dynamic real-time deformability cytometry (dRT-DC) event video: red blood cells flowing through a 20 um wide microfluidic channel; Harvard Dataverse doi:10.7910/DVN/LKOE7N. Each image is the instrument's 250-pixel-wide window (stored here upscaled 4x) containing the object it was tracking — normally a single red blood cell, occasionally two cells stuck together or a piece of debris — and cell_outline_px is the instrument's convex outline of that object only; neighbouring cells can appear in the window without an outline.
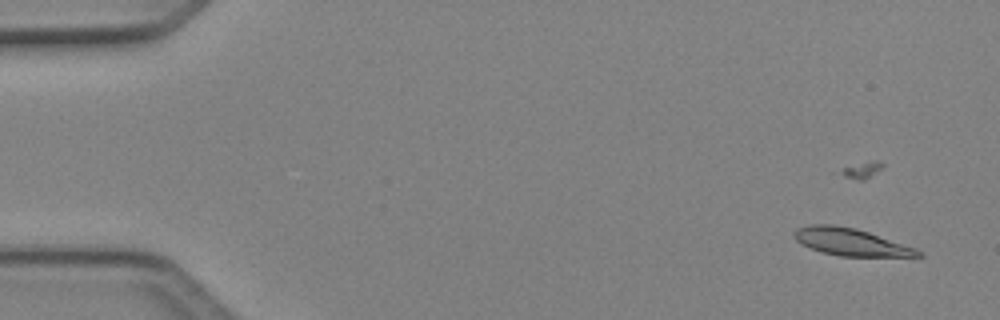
{"species": "Egyptian fruit bat (a non-hibernating species)", "species_latin": "Rousettus aegyptiacus", "temperature_condition": "cold", "stored_images_in_passage": 3, "camera_frame_rate_fps": 3000, "um_per_image_px": 0.085, "animal": {"sex": "female"}, "frame": {"image": 1, "passage_image": 1, "time_ms": 0.0, "image_size_px": [1000, 320], "cell_outline_px": [[924, 256], [840, 256], [824, 252], [812, 248], [796, 240], [792, 236], [792, 232], [796, 228], [808, 224], [832, 224], [856, 228], [916, 248], [924, 252]], "centroid_in_image_um": [72.3, 20.55], "position_along_channel_um": 12.7, "area_um2": 19.59}}